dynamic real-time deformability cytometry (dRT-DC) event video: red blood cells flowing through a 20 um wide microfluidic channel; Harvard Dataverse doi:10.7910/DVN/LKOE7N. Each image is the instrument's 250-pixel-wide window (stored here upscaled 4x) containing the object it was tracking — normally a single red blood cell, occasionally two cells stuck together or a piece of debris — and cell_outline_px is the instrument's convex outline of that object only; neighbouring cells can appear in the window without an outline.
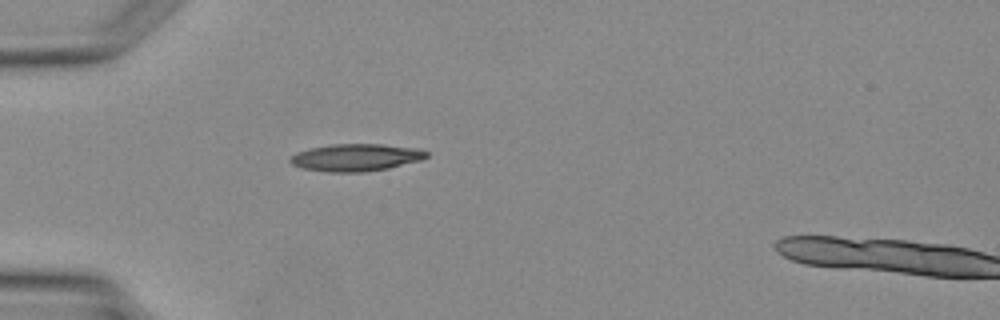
{"species": "Egyptian fruit bat (a non-hibernating species)", "species_latin": "Rousettus aegyptiacus", "temperature_condition": "warm", "stored_images_in_passage": 3, "camera_frame_rate_fps": 3000, "um_per_image_px": 0.085, "animal": {"sex": "female"}, "frame": {"image": 1, "passage_image": 3, "time_ms": 2.333, "image_size_px": [1000, 320], "cell_outline_px": [[428, 156], [420, 160], [388, 168], [364, 172], [328, 172], [304, 168], [292, 164], [288, 160], [296, 152], [308, 148], [332, 144], [380, 144], [416, 148], [428, 152]], "centroid_in_image_um": [30.23, 13.38], "position_along_channel_um": 54.8, "area_um2": 21.56}}